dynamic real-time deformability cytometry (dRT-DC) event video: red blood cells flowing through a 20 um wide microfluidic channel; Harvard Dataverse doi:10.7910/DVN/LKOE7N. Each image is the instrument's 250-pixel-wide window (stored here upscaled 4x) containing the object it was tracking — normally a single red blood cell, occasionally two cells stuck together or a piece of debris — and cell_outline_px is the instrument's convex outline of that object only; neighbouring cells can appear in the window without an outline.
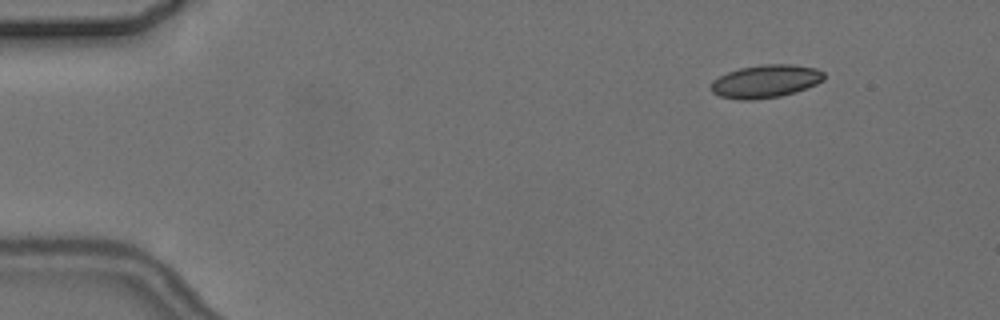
{"species": "common noctule bat (a hibernating species)", "species_latin": "Nyctalus noctula", "temperature_condition": "cold", "stored_images_in_passage": 4, "camera_frame_rate_fps": 3000, "um_per_image_px": 0.085, "animal": {"sex": "female", "body_mass_g": 24.6, "forearm_length_mm": 56.2}, "frame": {"image": 1, "passage_image": 1, "time_ms": 0.0, "image_size_px": [1000, 320], "cell_outline_px": [[824, 80], [816, 84], [780, 96], [752, 100], [740, 100], [720, 96], [712, 92], [712, 80], [728, 72], [740, 68], [764, 64], [792, 64], [816, 68], [824, 72]], "centroid_in_image_um": [65.07, 6.9], "position_along_channel_um": 19.9, "area_um2": 21.5}}